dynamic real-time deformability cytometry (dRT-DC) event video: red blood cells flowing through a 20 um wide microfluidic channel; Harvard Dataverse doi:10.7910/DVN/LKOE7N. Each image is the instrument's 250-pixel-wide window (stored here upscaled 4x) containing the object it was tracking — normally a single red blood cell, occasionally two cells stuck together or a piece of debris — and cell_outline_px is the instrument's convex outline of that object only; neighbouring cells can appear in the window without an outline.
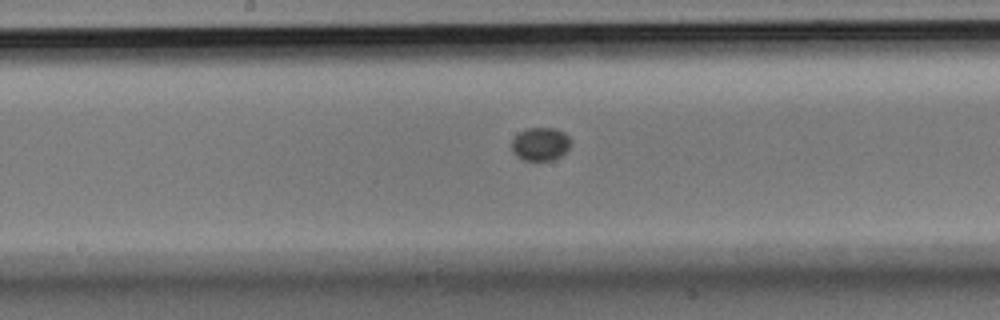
{"species": "Egyptian fruit bat (a non-hibernating species)", "species_latin": "Rousettus aegyptiacus", "temperature_condition": "room temperature", "stored_images_in_passage": 21, "camera_frame_rate_fps": 3000, "um_per_image_px": 0.085, "animal": {"sex": "male"}, "frame": {"image": 1, "passage_image": 10, "time_ms": 3.0, "image_size_px": [1000, 320], "cell_outline_px": [[572, 144], [560, 156], [552, 160], [524, 160], [516, 156], [512, 152], [512, 140], [520, 132], [528, 128], [556, 128], [564, 132], [572, 140]], "centroid_in_image_um": [45.95, 12.24], "position_along_channel_um": 202.2, "area_um2": 11.44}}
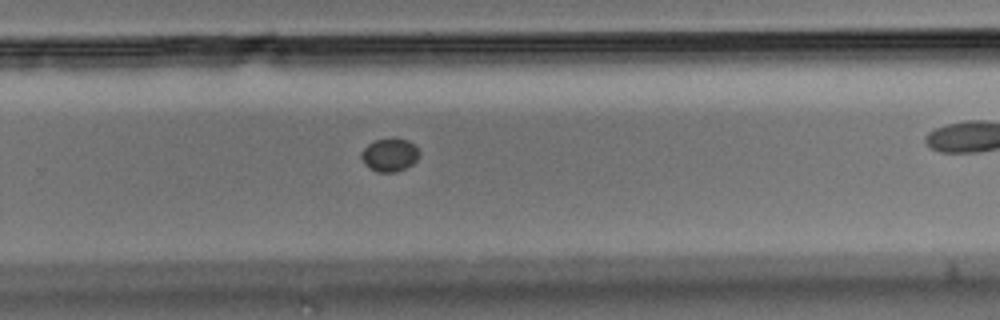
{"frame": {"image": 2, "passage_image": 15, "time_ms": 4.667, "image_size_px": [1000, 320], "cell_outline_px": [[420, 156], [412, 164], [396, 172], [376, 172], [368, 168], [364, 164], [360, 156], [360, 152], [368, 144], [376, 140], [392, 136], [408, 140], [416, 144], [420, 152]], "centroid_in_image_um": [33.12, 13.14], "position_along_channel_um": 296.7, "area_um2": 11.62}}